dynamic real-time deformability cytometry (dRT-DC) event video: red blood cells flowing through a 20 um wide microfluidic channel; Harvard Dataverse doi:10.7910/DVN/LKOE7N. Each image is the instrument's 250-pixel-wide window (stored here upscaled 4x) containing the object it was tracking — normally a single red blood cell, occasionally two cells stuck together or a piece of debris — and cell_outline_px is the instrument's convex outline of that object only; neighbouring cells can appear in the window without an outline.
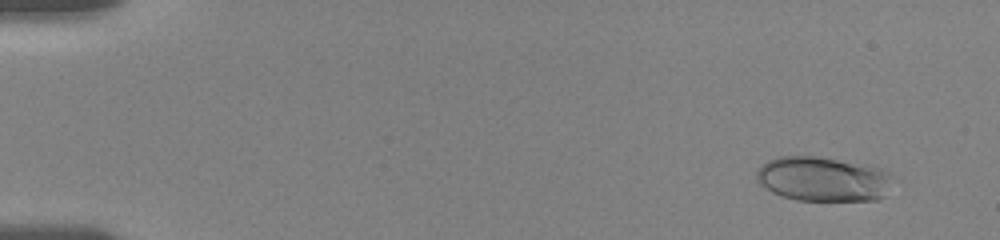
{"species": "human", "species_latin": "Homo sapiens", "temperature_condition": "room temperature", "stored_images_in_passage": 56, "camera_frame_rate_fps": 3000, "um_per_image_px": 0.085, "donor": {"sex": "female"}, "frame": {"image": 1, "passage_image": 4, "time_ms": 1.0, "image_size_px": [1000, 240], "cell_outline_px": [[888, 176], [884, 196], [876, 200], [796, 200], [772, 192], [760, 184], [756, 180], [756, 172], [768, 160], [776, 156], [816, 156], [872, 164], [884, 168], [888, 172]], "centroid_in_image_um": [69.92, 15.19], "position_along_channel_um": 15.1, "area_um2": 35.32}}
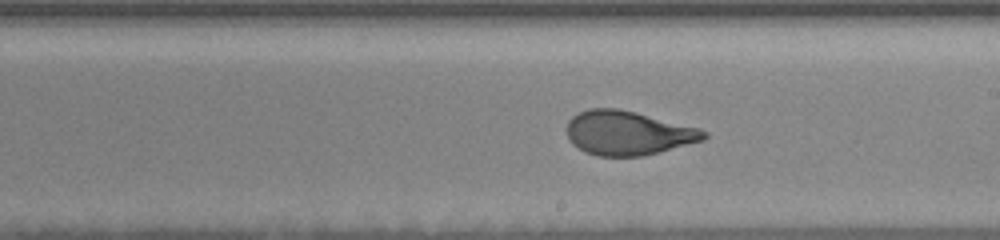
{"frame": {"image": 2, "passage_image": 33, "time_ms": 10.667, "image_size_px": [1000, 240], "cell_outline_px": [[708, 136], [704, 140], [660, 152], [640, 156], [596, 156], [584, 152], [572, 144], [568, 140], [568, 120], [572, 116], [588, 108], [616, 108], [636, 112], [700, 128], [708, 132]], "centroid_in_image_um": [53.38, 11.31], "position_along_channel_um": 235.6, "area_um2": 35.43}}
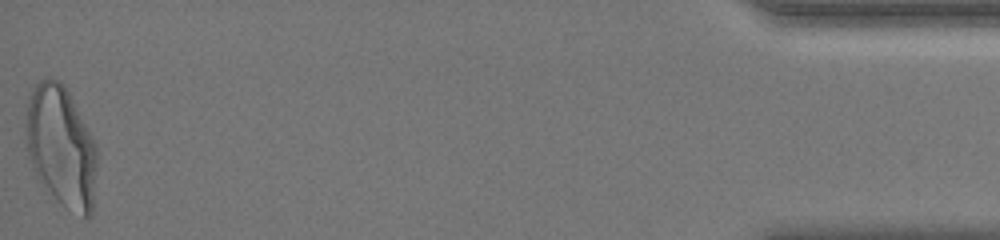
{"frame": {"image": 3, "passage_image": 56, "time_ms": 18.333, "image_size_px": [1000, 240], "cell_outline_px": [[96, 168], [92, 212], [88, 216], [84, 216], [60, 204], [56, 200], [36, 176], [28, 152], [24, 128], [24, 124], [28, 96], [32, 88], [44, 76], [48, 76], [60, 80], [68, 88], [96, 144]], "centroid_in_image_um": [5.17, 12.36], "position_along_channel_um": 430.0, "area_um2": 50.63}, "authors_computed_cell_mechanics": {"area_um2": 35.6915, "velocity_mm_per_s": 3.6278, "shape_relaxation_time_tau1_ms": 4.9068, "shape_relaxation_time_tau2_ms": 0.8423, "deformation_change_tau1": 0.2132, "deformation_change_tau2": 0.0642}}